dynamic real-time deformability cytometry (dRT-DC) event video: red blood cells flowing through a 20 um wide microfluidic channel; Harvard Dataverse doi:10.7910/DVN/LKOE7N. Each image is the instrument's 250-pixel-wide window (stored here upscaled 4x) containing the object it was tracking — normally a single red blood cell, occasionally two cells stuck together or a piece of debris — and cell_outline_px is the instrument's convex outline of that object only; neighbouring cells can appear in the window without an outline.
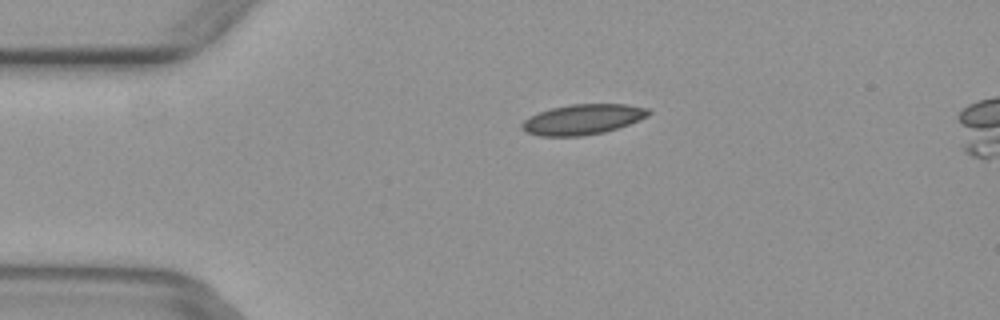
{"species": "common noctule bat (a hibernating species)", "species_latin": "Nyctalus noctula", "temperature_condition": "warm", "stored_images_in_passage": 6, "camera_frame_rate_fps": 3000, "um_per_image_px": 0.085, "animal": {"sex": "female", "body_mass_g": 29.2, "forearm_length_mm": 56.3}, "frame": {"image": 1, "passage_image": 4, "time_ms": 1.0, "image_size_px": [1000, 320], "cell_outline_px": [[652, 112], [648, 116], [628, 124], [604, 132], [580, 136], [540, 136], [524, 132], [520, 128], [520, 124], [524, 120], [540, 112], [552, 108], [572, 104], [624, 104], [648, 108]], "centroid_in_image_um": [49.51, 10.15], "position_along_channel_um": 35.5, "area_um2": 22.2}}